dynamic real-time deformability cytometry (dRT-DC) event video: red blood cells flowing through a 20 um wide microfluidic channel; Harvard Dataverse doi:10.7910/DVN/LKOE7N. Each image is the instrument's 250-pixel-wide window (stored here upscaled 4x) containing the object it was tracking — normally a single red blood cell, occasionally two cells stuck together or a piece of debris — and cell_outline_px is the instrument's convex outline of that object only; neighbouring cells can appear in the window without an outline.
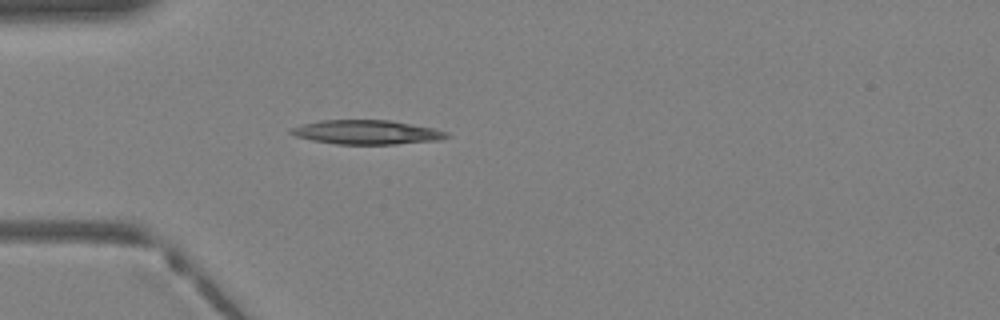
{"species": "Egyptian fruit bat (a non-hibernating species)", "species_latin": "Rousettus aegyptiacus", "temperature_condition": "warm", "stored_images_in_passage": 32, "camera_frame_rate_fps": 3000, "um_per_image_px": 0.085, "animal": {"sex": "female"}, "frame": {"image": 1, "passage_image": 4, "time_ms": 1.0, "image_size_px": [1000, 320], "cell_outline_px": [[452, 136], [440, 140], [396, 144], [336, 144], [312, 140], [296, 136], [288, 132], [288, 128], [320, 120], [392, 120], [432, 128], [448, 132]], "centroid_in_image_um": [31.18, 11.24], "position_along_channel_um": 53.8, "area_um2": 22.02}}
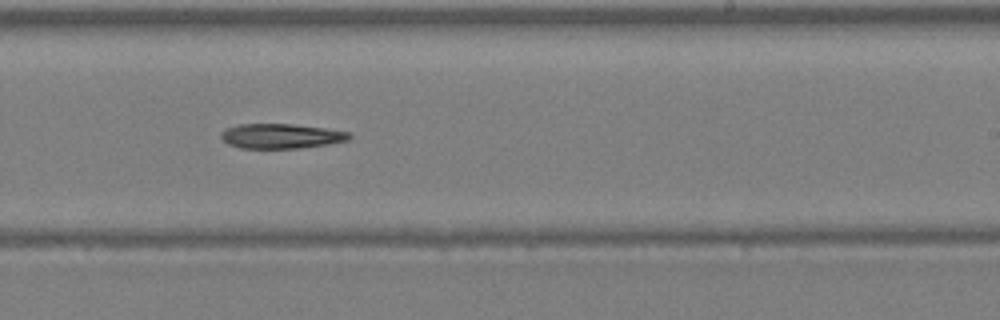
{"frame": {"image": 2, "passage_image": 17, "time_ms": 5.333, "image_size_px": [1000, 320], "cell_outline_px": [[352, 136], [348, 140], [328, 144], [300, 148], [240, 148], [228, 144], [220, 140], [220, 132], [236, 124], [292, 124], [324, 128], [352, 132]], "centroid_in_image_um": [23.87, 11.56], "position_along_channel_um": 265.1, "area_um2": 18.67}}
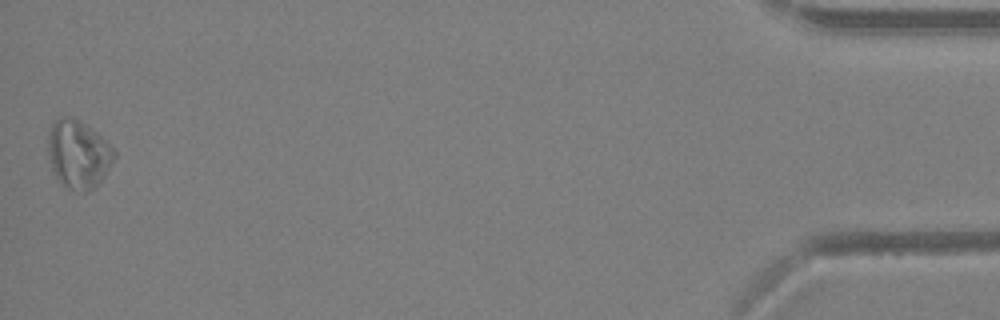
{"frame": {"image": 3, "passage_image": 32, "time_ms": 10.333, "image_size_px": [1000, 320], "cell_outline_px": [[116, 156], [104, 176], [88, 192], [76, 192], [64, 188], [56, 176], [52, 168], [48, 152], [48, 136], [52, 124], [60, 116], [72, 116], [80, 120], [92, 128], [116, 152]], "centroid_in_image_um": [6.64, 13.11], "position_along_channel_um": 428.6, "area_um2": 26.3}}